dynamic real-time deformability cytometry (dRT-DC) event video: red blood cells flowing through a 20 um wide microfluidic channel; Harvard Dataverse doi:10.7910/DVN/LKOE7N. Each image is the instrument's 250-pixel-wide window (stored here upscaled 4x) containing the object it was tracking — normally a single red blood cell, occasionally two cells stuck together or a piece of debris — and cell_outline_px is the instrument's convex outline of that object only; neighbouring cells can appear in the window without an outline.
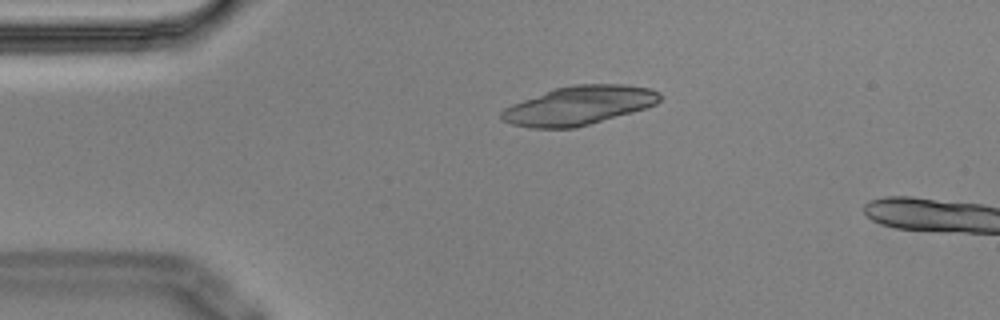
{"species": "Egyptian fruit bat (a non-hibernating species)", "species_latin": "Rousettus aegyptiacus", "temperature_condition": "cold", "stored_images_in_passage": 5, "camera_frame_rate_fps": 3000, "um_per_image_px": 0.085, "animal": {"sex": "male"}, "frame": {"image": 1, "passage_image": 4, "time_ms": 1.0, "image_size_px": [1000, 320], "cell_outline_px": [[660, 100], [656, 104], [632, 112], [576, 128], [528, 128], [512, 124], [500, 120], [500, 112], [504, 108], [512, 104], [556, 88], [572, 84], [624, 84], [652, 88], [660, 92]], "centroid_in_image_um": [49.2, 8.97], "position_along_channel_um": 35.8, "area_um2": 35.84}}